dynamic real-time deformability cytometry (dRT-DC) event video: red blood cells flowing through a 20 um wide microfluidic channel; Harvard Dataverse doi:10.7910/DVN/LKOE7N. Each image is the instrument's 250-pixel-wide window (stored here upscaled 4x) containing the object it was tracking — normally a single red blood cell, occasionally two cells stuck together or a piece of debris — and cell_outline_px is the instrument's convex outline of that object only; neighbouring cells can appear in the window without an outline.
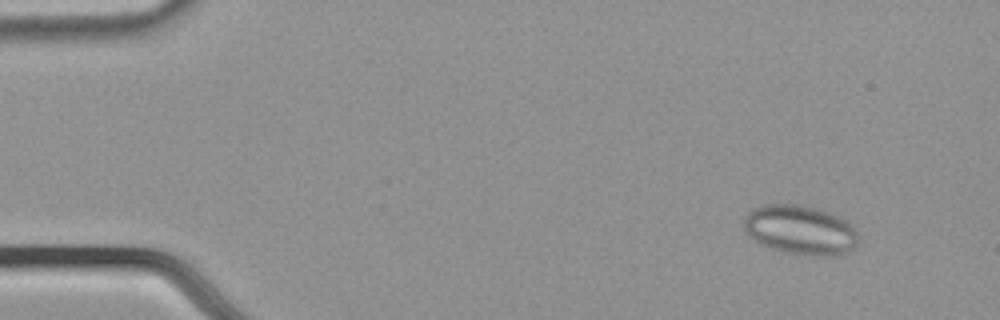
{"species": "common noctule bat (a hibernating species)", "species_latin": "Nyctalus noctula", "temperature_condition": "cold", "stored_images_in_passage": 54, "camera_frame_rate_fps": 3000, "um_per_image_px": 0.085, "animal": {"sex": "male", "body_mass_g": 21.5, "forearm_length_mm": 52.0}, "frame": {"image": 1, "passage_image": 2, "time_ms": 0.333, "image_size_px": [1000, 320], "cell_outline_px": [[856, 244], [848, 252], [836, 256], [812, 256], [784, 252], [760, 244], [748, 236], [744, 228], [744, 216], [752, 208], [764, 204], [804, 204], [820, 208], [844, 220], [856, 232]], "centroid_in_image_um": [67.97, 19.54], "position_along_channel_um": 17.0, "area_um2": 33.06}}
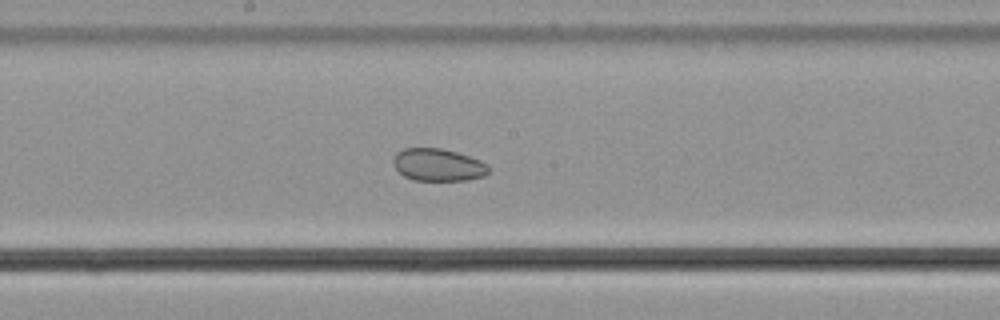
{"frame": {"image": 2, "passage_image": 27, "time_ms": 8.667, "image_size_px": [1000, 320], "cell_outline_px": [[488, 172], [484, 176], [468, 180], [412, 180], [404, 176], [392, 164], [392, 160], [396, 152], [404, 148], [440, 148], [456, 152], [480, 160], [488, 164]], "centroid_in_image_um": [37.21, 14.01], "position_along_channel_um": 211.0, "area_um2": 18.03}}
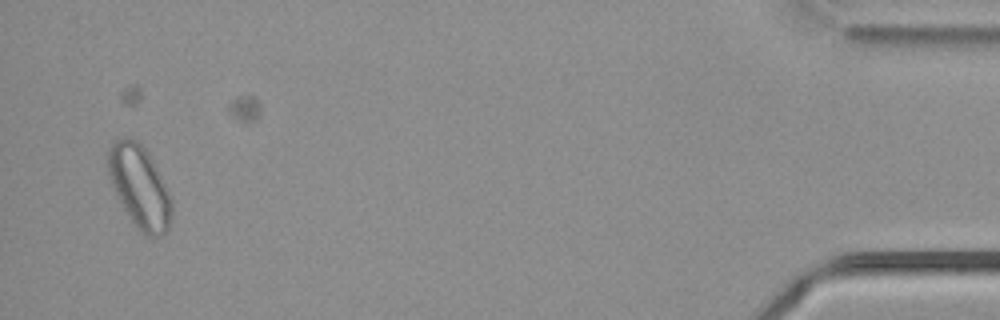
{"frame": {"image": 3, "passage_image": 51, "time_ms": 16.667, "image_size_px": [1000, 320], "cell_outline_px": [[172, 220], [168, 228], [160, 236], [148, 236], [140, 232], [124, 208], [108, 176], [108, 148], [116, 140], [136, 140], [144, 148], [152, 160], [172, 200]], "centroid_in_image_um": [11.88, 15.91], "position_along_channel_um": 423.3, "area_um2": 29.71}, "authors_computed_cell_mechanics": {"area_um2": 24.6806, "velocity_mm_per_s": 3.7218, "shape_relaxation_time_tau1_ms": null, "shape_relaxation_time_tau2_ms": 7.3547, "deformation_change_tau1": null, "deformation_change_tau2": 0.0879}}